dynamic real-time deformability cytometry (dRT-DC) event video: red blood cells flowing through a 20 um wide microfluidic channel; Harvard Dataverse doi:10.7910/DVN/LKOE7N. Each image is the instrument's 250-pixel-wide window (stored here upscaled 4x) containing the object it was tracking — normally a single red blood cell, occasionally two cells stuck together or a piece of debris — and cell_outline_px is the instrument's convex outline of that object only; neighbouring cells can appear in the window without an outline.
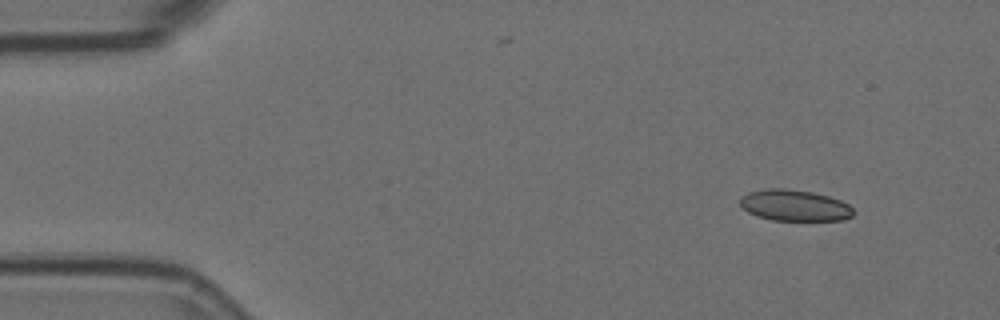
{"species": "Egyptian fruit bat (a non-hibernating species)", "species_latin": "Rousettus aegyptiacus", "temperature_condition": "room temperature", "stored_images_in_passage": 4, "camera_frame_rate_fps": 3000, "um_per_image_px": 0.085, "animal": {"sex": "female"}, "frame": {"image": 1, "passage_image": 1, "time_ms": 0.0, "image_size_px": [1000, 320], "cell_outline_px": [[852, 216], [844, 220], [772, 220], [756, 216], [748, 212], [740, 204], [740, 196], [748, 192], [768, 188], [788, 188], [812, 192], [828, 196], [840, 200], [848, 204], [852, 208]], "centroid_in_image_um": [67.51, 17.45], "position_along_channel_um": 17.5, "area_um2": 20.63}}